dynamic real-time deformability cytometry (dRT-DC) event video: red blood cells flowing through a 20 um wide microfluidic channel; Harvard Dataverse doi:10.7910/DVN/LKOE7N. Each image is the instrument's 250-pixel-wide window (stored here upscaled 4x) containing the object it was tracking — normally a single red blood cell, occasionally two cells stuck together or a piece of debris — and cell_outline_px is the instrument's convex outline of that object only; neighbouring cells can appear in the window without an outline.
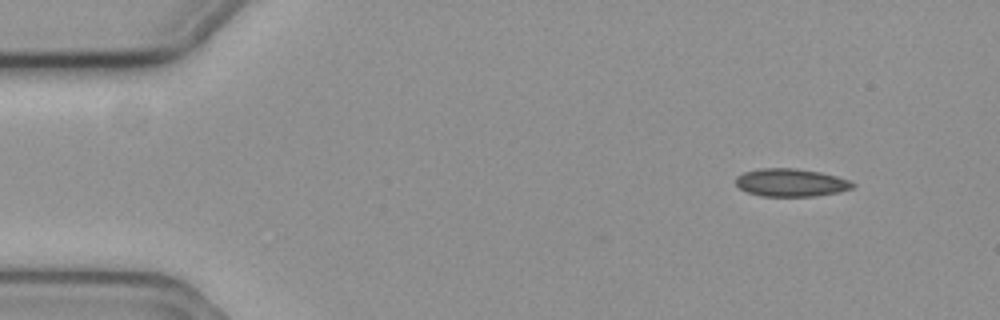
{"species": "common noctule bat (a hibernating species)", "species_latin": "Nyctalus noctula", "temperature_condition": "cold", "stored_images_in_passage": 9, "camera_frame_rate_fps": 3000, "um_per_image_px": 0.085, "animal": {"sex": "female", "body_mass_g": 19.3, "forearm_length_mm": 54.1}, "frame": {"image": 1, "passage_image": 1, "time_ms": 0.0, "image_size_px": [1000, 320], "cell_outline_px": [[856, 184], [852, 188], [840, 192], [816, 196], [760, 196], [748, 192], [740, 188], [736, 184], [736, 176], [744, 172], [760, 168], [792, 168], [820, 172], [836, 176], [848, 180]], "centroid_in_image_um": [67.22, 15.52], "position_along_channel_um": 17.8, "area_um2": 18.96}}